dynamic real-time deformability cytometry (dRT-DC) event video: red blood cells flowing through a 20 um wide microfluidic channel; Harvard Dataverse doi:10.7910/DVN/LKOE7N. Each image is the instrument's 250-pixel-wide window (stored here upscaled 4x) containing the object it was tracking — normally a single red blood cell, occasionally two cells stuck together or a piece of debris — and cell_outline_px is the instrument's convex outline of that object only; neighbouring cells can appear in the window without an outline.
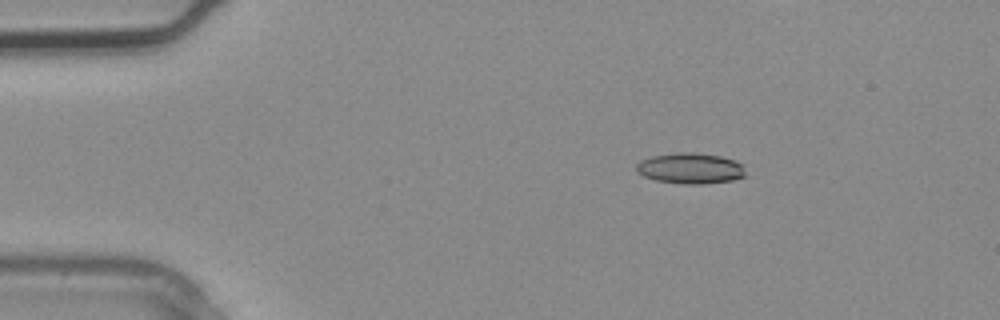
{"species": "common noctule bat (a hibernating species)", "species_latin": "Nyctalus noctula", "temperature_condition": "warm", "stored_images_in_passage": 3, "camera_frame_rate_fps": 3000, "um_per_image_px": 0.085, "animal": {"sex": "male", "body_mass_g": 20.4}, "frame": {"image": 1, "passage_image": 1, "time_ms": 0.0, "image_size_px": [1000, 320], "cell_outline_px": [[748, 176], [732, 180], [704, 184], [684, 184], [656, 180], [644, 176], [636, 172], [636, 164], [640, 160], [652, 156], [676, 152], [692, 152], [720, 156], [744, 164]], "centroid_in_image_um": [58.71, 14.31], "position_along_channel_um": 26.3, "area_um2": 19.83}}